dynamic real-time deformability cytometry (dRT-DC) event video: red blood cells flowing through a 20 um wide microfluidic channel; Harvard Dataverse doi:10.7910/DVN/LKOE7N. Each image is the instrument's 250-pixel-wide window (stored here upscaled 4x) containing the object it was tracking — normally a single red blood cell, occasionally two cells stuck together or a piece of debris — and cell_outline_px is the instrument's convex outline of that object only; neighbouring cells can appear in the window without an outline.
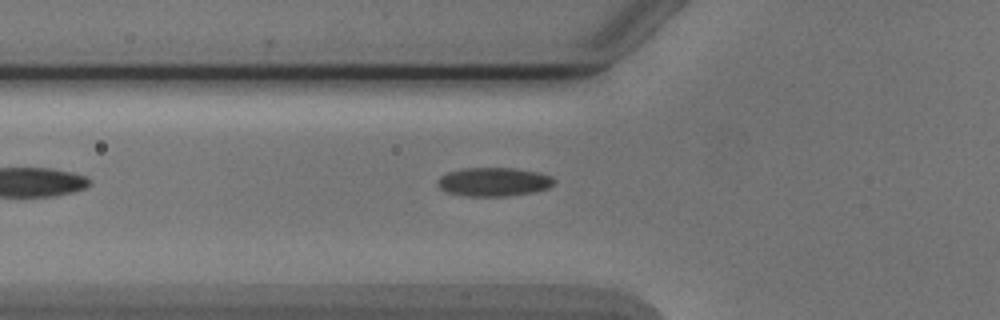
{"species": "Egyptian fruit bat (a non-hibernating species)", "species_latin": "Rousettus aegyptiacus", "temperature_condition": "cold", "stored_images_in_passage": 3, "camera_frame_rate_fps": 3000, "um_per_image_px": 0.085, "animal": {"sex": "male"}, "frame": {"image": 1, "passage_image": 3, "time_ms": 2.333, "image_size_px": [1000, 320], "cell_outline_px": [[556, 184], [548, 188], [532, 192], [508, 196], [468, 196], [448, 192], [440, 188], [436, 184], [436, 180], [440, 176], [448, 172], [464, 168], [512, 168], [536, 172], [552, 176], [556, 180]], "centroid_in_image_um": [41.97, 15.46], "position_along_channel_um": 83.8, "area_um2": 19.54}}